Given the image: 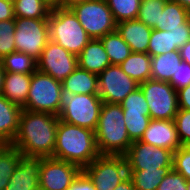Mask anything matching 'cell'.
Masks as SVG:
<instances>
[{
    "label": "cell",
    "mask_w": 190,
    "mask_h": 190,
    "mask_svg": "<svg viewBox=\"0 0 190 190\" xmlns=\"http://www.w3.org/2000/svg\"><path fill=\"white\" fill-rule=\"evenodd\" d=\"M58 122L57 115L22 109L18 131L10 145L22 156L53 157Z\"/></svg>",
    "instance_id": "cell-1"
},
{
    "label": "cell",
    "mask_w": 190,
    "mask_h": 190,
    "mask_svg": "<svg viewBox=\"0 0 190 190\" xmlns=\"http://www.w3.org/2000/svg\"><path fill=\"white\" fill-rule=\"evenodd\" d=\"M99 155L93 130L59 119L52 158L76 164L83 169Z\"/></svg>",
    "instance_id": "cell-2"
},
{
    "label": "cell",
    "mask_w": 190,
    "mask_h": 190,
    "mask_svg": "<svg viewBox=\"0 0 190 190\" xmlns=\"http://www.w3.org/2000/svg\"><path fill=\"white\" fill-rule=\"evenodd\" d=\"M94 133L100 155H125L133 143L120 104L103 103Z\"/></svg>",
    "instance_id": "cell-3"
},
{
    "label": "cell",
    "mask_w": 190,
    "mask_h": 190,
    "mask_svg": "<svg viewBox=\"0 0 190 190\" xmlns=\"http://www.w3.org/2000/svg\"><path fill=\"white\" fill-rule=\"evenodd\" d=\"M49 40L79 55L92 39L70 8H54L48 17Z\"/></svg>",
    "instance_id": "cell-4"
},
{
    "label": "cell",
    "mask_w": 190,
    "mask_h": 190,
    "mask_svg": "<svg viewBox=\"0 0 190 190\" xmlns=\"http://www.w3.org/2000/svg\"><path fill=\"white\" fill-rule=\"evenodd\" d=\"M103 102L98 94H74L62 89L59 119L95 131Z\"/></svg>",
    "instance_id": "cell-5"
},
{
    "label": "cell",
    "mask_w": 190,
    "mask_h": 190,
    "mask_svg": "<svg viewBox=\"0 0 190 190\" xmlns=\"http://www.w3.org/2000/svg\"><path fill=\"white\" fill-rule=\"evenodd\" d=\"M62 82L36 70L31 74L27 101L22 109L33 112L60 113Z\"/></svg>",
    "instance_id": "cell-6"
},
{
    "label": "cell",
    "mask_w": 190,
    "mask_h": 190,
    "mask_svg": "<svg viewBox=\"0 0 190 190\" xmlns=\"http://www.w3.org/2000/svg\"><path fill=\"white\" fill-rule=\"evenodd\" d=\"M70 9L92 39H100L116 30V22L105 0H87Z\"/></svg>",
    "instance_id": "cell-7"
},
{
    "label": "cell",
    "mask_w": 190,
    "mask_h": 190,
    "mask_svg": "<svg viewBox=\"0 0 190 190\" xmlns=\"http://www.w3.org/2000/svg\"><path fill=\"white\" fill-rule=\"evenodd\" d=\"M82 171L97 190H114L129 176L124 155H99Z\"/></svg>",
    "instance_id": "cell-8"
},
{
    "label": "cell",
    "mask_w": 190,
    "mask_h": 190,
    "mask_svg": "<svg viewBox=\"0 0 190 190\" xmlns=\"http://www.w3.org/2000/svg\"><path fill=\"white\" fill-rule=\"evenodd\" d=\"M49 41L48 19L15 17L14 42L18 52L38 60Z\"/></svg>",
    "instance_id": "cell-9"
},
{
    "label": "cell",
    "mask_w": 190,
    "mask_h": 190,
    "mask_svg": "<svg viewBox=\"0 0 190 190\" xmlns=\"http://www.w3.org/2000/svg\"><path fill=\"white\" fill-rule=\"evenodd\" d=\"M149 107L150 118L174 120L178 112L177 91L169 82L149 79L139 84Z\"/></svg>",
    "instance_id": "cell-10"
},
{
    "label": "cell",
    "mask_w": 190,
    "mask_h": 190,
    "mask_svg": "<svg viewBox=\"0 0 190 190\" xmlns=\"http://www.w3.org/2000/svg\"><path fill=\"white\" fill-rule=\"evenodd\" d=\"M98 76V95L103 103L120 104L139 87L119 65H109Z\"/></svg>",
    "instance_id": "cell-11"
},
{
    "label": "cell",
    "mask_w": 190,
    "mask_h": 190,
    "mask_svg": "<svg viewBox=\"0 0 190 190\" xmlns=\"http://www.w3.org/2000/svg\"><path fill=\"white\" fill-rule=\"evenodd\" d=\"M128 170H156L173 167V152L140 140L134 141L124 155Z\"/></svg>",
    "instance_id": "cell-12"
},
{
    "label": "cell",
    "mask_w": 190,
    "mask_h": 190,
    "mask_svg": "<svg viewBox=\"0 0 190 190\" xmlns=\"http://www.w3.org/2000/svg\"><path fill=\"white\" fill-rule=\"evenodd\" d=\"M36 62L37 70L61 82L78 66L77 55L50 40Z\"/></svg>",
    "instance_id": "cell-13"
},
{
    "label": "cell",
    "mask_w": 190,
    "mask_h": 190,
    "mask_svg": "<svg viewBox=\"0 0 190 190\" xmlns=\"http://www.w3.org/2000/svg\"><path fill=\"white\" fill-rule=\"evenodd\" d=\"M82 169L73 163L41 157L39 190H67Z\"/></svg>",
    "instance_id": "cell-14"
},
{
    "label": "cell",
    "mask_w": 190,
    "mask_h": 190,
    "mask_svg": "<svg viewBox=\"0 0 190 190\" xmlns=\"http://www.w3.org/2000/svg\"><path fill=\"white\" fill-rule=\"evenodd\" d=\"M140 141L173 153L182 146L174 120L151 119Z\"/></svg>",
    "instance_id": "cell-15"
},
{
    "label": "cell",
    "mask_w": 190,
    "mask_h": 190,
    "mask_svg": "<svg viewBox=\"0 0 190 190\" xmlns=\"http://www.w3.org/2000/svg\"><path fill=\"white\" fill-rule=\"evenodd\" d=\"M40 171L41 157L21 156L8 187L39 190Z\"/></svg>",
    "instance_id": "cell-16"
},
{
    "label": "cell",
    "mask_w": 190,
    "mask_h": 190,
    "mask_svg": "<svg viewBox=\"0 0 190 190\" xmlns=\"http://www.w3.org/2000/svg\"><path fill=\"white\" fill-rule=\"evenodd\" d=\"M116 30L132 52L147 53L153 28L138 19H132L117 23Z\"/></svg>",
    "instance_id": "cell-17"
},
{
    "label": "cell",
    "mask_w": 190,
    "mask_h": 190,
    "mask_svg": "<svg viewBox=\"0 0 190 190\" xmlns=\"http://www.w3.org/2000/svg\"><path fill=\"white\" fill-rule=\"evenodd\" d=\"M78 67L94 74H100L111 65L100 39H91L77 56Z\"/></svg>",
    "instance_id": "cell-18"
},
{
    "label": "cell",
    "mask_w": 190,
    "mask_h": 190,
    "mask_svg": "<svg viewBox=\"0 0 190 190\" xmlns=\"http://www.w3.org/2000/svg\"><path fill=\"white\" fill-rule=\"evenodd\" d=\"M22 108L0 94V144H11L17 134Z\"/></svg>",
    "instance_id": "cell-19"
},
{
    "label": "cell",
    "mask_w": 190,
    "mask_h": 190,
    "mask_svg": "<svg viewBox=\"0 0 190 190\" xmlns=\"http://www.w3.org/2000/svg\"><path fill=\"white\" fill-rule=\"evenodd\" d=\"M31 74L5 72L2 95L23 108L27 101Z\"/></svg>",
    "instance_id": "cell-20"
},
{
    "label": "cell",
    "mask_w": 190,
    "mask_h": 190,
    "mask_svg": "<svg viewBox=\"0 0 190 190\" xmlns=\"http://www.w3.org/2000/svg\"><path fill=\"white\" fill-rule=\"evenodd\" d=\"M62 89L74 94H98V76L77 68L62 81Z\"/></svg>",
    "instance_id": "cell-21"
},
{
    "label": "cell",
    "mask_w": 190,
    "mask_h": 190,
    "mask_svg": "<svg viewBox=\"0 0 190 190\" xmlns=\"http://www.w3.org/2000/svg\"><path fill=\"white\" fill-rule=\"evenodd\" d=\"M182 61L179 50L151 57L150 79L169 82Z\"/></svg>",
    "instance_id": "cell-22"
},
{
    "label": "cell",
    "mask_w": 190,
    "mask_h": 190,
    "mask_svg": "<svg viewBox=\"0 0 190 190\" xmlns=\"http://www.w3.org/2000/svg\"><path fill=\"white\" fill-rule=\"evenodd\" d=\"M119 66L138 84L151 78V56L148 53L132 52Z\"/></svg>",
    "instance_id": "cell-23"
},
{
    "label": "cell",
    "mask_w": 190,
    "mask_h": 190,
    "mask_svg": "<svg viewBox=\"0 0 190 190\" xmlns=\"http://www.w3.org/2000/svg\"><path fill=\"white\" fill-rule=\"evenodd\" d=\"M190 17V12L173 0H167L160 14L159 23L154 29L168 31V29L183 28V23Z\"/></svg>",
    "instance_id": "cell-24"
},
{
    "label": "cell",
    "mask_w": 190,
    "mask_h": 190,
    "mask_svg": "<svg viewBox=\"0 0 190 190\" xmlns=\"http://www.w3.org/2000/svg\"><path fill=\"white\" fill-rule=\"evenodd\" d=\"M173 167H163L156 170H128L129 177L132 179L135 190H157Z\"/></svg>",
    "instance_id": "cell-25"
},
{
    "label": "cell",
    "mask_w": 190,
    "mask_h": 190,
    "mask_svg": "<svg viewBox=\"0 0 190 190\" xmlns=\"http://www.w3.org/2000/svg\"><path fill=\"white\" fill-rule=\"evenodd\" d=\"M21 156L19 150L12 145L0 144V190L8 186Z\"/></svg>",
    "instance_id": "cell-26"
},
{
    "label": "cell",
    "mask_w": 190,
    "mask_h": 190,
    "mask_svg": "<svg viewBox=\"0 0 190 190\" xmlns=\"http://www.w3.org/2000/svg\"><path fill=\"white\" fill-rule=\"evenodd\" d=\"M112 65H120L131 53V48L117 30L100 38Z\"/></svg>",
    "instance_id": "cell-27"
},
{
    "label": "cell",
    "mask_w": 190,
    "mask_h": 190,
    "mask_svg": "<svg viewBox=\"0 0 190 190\" xmlns=\"http://www.w3.org/2000/svg\"><path fill=\"white\" fill-rule=\"evenodd\" d=\"M0 63L5 72L32 74L37 70V62L23 52L14 51L4 56Z\"/></svg>",
    "instance_id": "cell-28"
},
{
    "label": "cell",
    "mask_w": 190,
    "mask_h": 190,
    "mask_svg": "<svg viewBox=\"0 0 190 190\" xmlns=\"http://www.w3.org/2000/svg\"><path fill=\"white\" fill-rule=\"evenodd\" d=\"M14 16L48 19L51 8L43 0H13Z\"/></svg>",
    "instance_id": "cell-29"
},
{
    "label": "cell",
    "mask_w": 190,
    "mask_h": 190,
    "mask_svg": "<svg viewBox=\"0 0 190 190\" xmlns=\"http://www.w3.org/2000/svg\"><path fill=\"white\" fill-rule=\"evenodd\" d=\"M117 23L137 19L141 0H105Z\"/></svg>",
    "instance_id": "cell-30"
},
{
    "label": "cell",
    "mask_w": 190,
    "mask_h": 190,
    "mask_svg": "<svg viewBox=\"0 0 190 190\" xmlns=\"http://www.w3.org/2000/svg\"><path fill=\"white\" fill-rule=\"evenodd\" d=\"M179 50L175 44H173V37L170 31L153 29L147 53L153 57L167 52H173Z\"/></svg>",
    "instance_id": "cell-31"
},
{
    "label": "cell",
    "mask_w": 190,
    "mask_h": 190,
    "mask_svg": "<svg viewBox=\"0 0 190 190\" xmlns=\"http://www.w3.org/2000/svg\"><path fill=\"white\" fill-rule=\"evenodd\" d=\"M167 0H141L137 19L150 28H155L159 23L160 14Z\"/></svg>",
    "instance_id": "cell-32"
},
{
    "label": "cell",
    "mask_w": 190,
    "mask_h": 190,
    "mask_svg": "<svg viewBox=\"0 0 190 190\" xmlns=\"http://www.w3.org/2000/svg\"><path fill=\"white\" fill-rule=\"evenodd\" d=\"M124 122L132 142L140 140L151 120L150 114L123 113Z\"/></svg>",
    "instance_id": "cell-33"
},
{
    "label": "cell",
    "mask_w": 190,
    "mask_h": 190,
    "mask_svg": "<svg viewBox=\"0 0 190 190\" xmlns=\"http://www.w3.org/2000/svg\"><path fill=\"white\" fill-rule=\"evenodd\" d=\"M120 105L123 113L150 114L147 101L140 87L128 94Z\"/></svg>",
    "instance_id": "cell-34"
},
{
    "label": "cell",
    "mask_w": 190,
    "mask_h": 190,
    "mask_svg": "<svg viewBox=\"0 0 190 190\" xmlns=\"http://www.w3.org/2000/svg\"><path fill=\"white\" fill-rule=\"evenodd\" d=\"M15 18L0 21V60L16 51L14 42Z\"/></svg>",
    "instance_id": "cell-35"
},
{
    "label": "cell",
    "mask_w": 190,
    "mask_h": 190,
    "mask_svg": "<svg viewBox=\"0 0 190 190\" xmlns=\"http://www.w3.org/2000/svg\"><path fill=\"white\" fill-rule=\"evenodd\" d=\"M173 169L190 181V146H181L173 153Z\"/></svg>",
    "instance_id": "cell-36"
},
{
    "label": "cell",
    "mask_w": 190,
    "mask_h": 190,
    "mask_svg": "<svg viewBox=\"0 0 190 190\" xmlns=\"http://www.w3.org/2000/svg\"><path fill=\"white\" fill-rule=\"evenodd\" d=\"M174 122L182 146H190V111L178 109Z\"/></svg>",
    "instance_id": "cell-37"
},
{
    "label": "cell",
    "mask_w": 190,
    "mask_h": 190,
    "mask_svg": "<svg viewBox=\"0 0 190 190\" xmlns=\"http://www.w3.org/2000/svg\"><path fill=\"white\" fill-rule=\"evenodd\" d=\"M188 181L174 169L164 176L157 190H187Z\"/></svg>",
    "instance_id": "cell-38"
},
{
    "label": "cell",
    "mask_w": 190,
    "mask_h": 190,
    "mask_svg": "<svg viewBox=\"0 0 190 190\" xmlns=\"http://www.w3.org/2000/svg\"><path fill=\"white\" fill-rule=\"evenodd\" d=\"M169 83L176 91L190 85V64L182 61L178 65L176 73L173 74Z\"/></svg>",
    "instance_id": "cell-39"
},
{
    "label": "cell",
    "mask_w": 190,
    "mask_h": 190,
    "mask_svg": "<svg viewBox=\"0 0 190 190\" xmlns=\"http://www.w3.org/2000/svg\"><path fill=\"white\" fill-rule=\"evenodd\" d=\"M172 33L173 44L179 49L190 40V17L183 23V28L168 29Z\"/></svg>",
    "instance_id": "cell-40"
},
{
    "label": "cell",
    "mask_w": 190,
    "mask_h": 190,
    "mask_svg": "<svg viewBox=\"0 0 190 190\" xmlns=\"http://www.w3.org/2000/svg\"><path fill=\"white\" fill-rule=\"evenodd\" d=\"M67 190H97L89 177L81 171Z\"/></svg>",
    "instance_id": "cell-41"
},
{
    "label": "cell",
    "mask_w": 190,
    "mask_h": 190,
    "mask_svg": "<svg viewBox=\"0 0 190 190\" xmlns=\"http://www.w3.org/2000/svg\"><path fill=\"white\" fill-rule=\"evenodd\" d=\"M14 18L13 0H0V21Z\"/></svg>",
    "instance_id": "cell-42"
},
{
    "label": "cell",
    "mask_w": 190,
    "mask_h": 190,
    "mask_svg": "<svg viewBox=\"0 0 190 190\" xmlns=\"http://www.w3.org/2000/svg\"><path fill=\"white\" fill-rule=\"evenodd\" d=\"M178 108L190 111V85L177 91Z\"/></svg>",
    "instance_id": "cell-43"
},
{
    "label": "cell",
    "mask_w": 190,
    "mask_h": 190,
    "mask_svg": "<svg viewBox=\"0 0 190 190\" xmlns=\"http://www.w3.org/2000/svg\"><path fill=\"white\" fill-rule=\"evenodd\" d=\"M179 52L182 60L190 64V40L179 48Z\"/></svg>",
    "instance_id": "cell-44"
},
{
    "label": "cell",
    "mask_w": 190,
    "mask_h": 190,
    "mask_svg": "<svg viewBox=\"0 0 190 190\" xmlns=\"http://www.w3.org/2000/svg\"><path fill=\"white\" fill-rule=\"evenodd\" d=\"M114 190H135L132 179L128 176Z\"/></svg>",
    "instance_id": "cell-45"
},
{
    "label": "cell",
    "mask_w": 190,
    "mask_h": 190,
    "mask_svg": "<svg viewBox=\"0 0 190 190\" xmlns=\"http://www.w3.org/2000/svg\"><path fill=\"white\" fill-rule=\"evenodd\" d=\"M87 0H60V8H71L72 6Z\"/></svg>",
    "instance_id": "cell-46"
},
{
    "label": "cell",
    "mask_w": 190,
    "mask_h": 190,
    "mask_svg": "<svg viewBox=\"0 0 190 190\" xmlns=\"http://www.w3.org/2000/svg\"><path fill=\"white\" fill-rule=\"evenodd\" d=\"M51 9L60 8V0H43Z\"/></svg>",
    "instance_id": "cell-47"
},
{
    "label": "cell",
    "mask_w": 190,
    "mask_h": 190,
    "mask_svg": "<svg viewBox=\"0 0 190 190\" xmlns=\"http://www.w3.org/2000/svg\"><path fill=\"white\" fill-rule=\"evenodd\" d=\"M190 12V0H173Z\"/></svg>",
    "instance_id": "cell-48"
},
{
    "label": "cell",
    "mask_w": 190,
    "mask_h": 190,
    "mask_svg": "<svg viewBox=\"0 0 190 190\" xmlns=\"http://www.w3.org/2000/svg\"><path fill=\"white\" fill-rule=\"evenodd\" d=\"M4 75H5V71L2 68V65L0 63V94L2 93V90H3Z\"/></svg>",
    "instance_id": "cell-49"
},
{
    "label": "cell",
    "mask_w": 190,
    "mask_h": 190,
    "mask_svg": "<svg viewBox=\"0 0 190 190\" xmlns=\"http://www.w3.org/2000/svg\"><path fill=\"white\" fill-rule=\"evenodd\" d=\"M4 190H28V189L11 188L7 186Z\"/></svg>",
    "instance_id": "cell-50"
},
{
    "label": "cell",
    "mask_w": 190,
    "mask_h": 190,
    "mask_svg": "<svg viewBox=\"0 0 190 190\" xmlns=\"http://www.w3.org/2000/svg\"><path fill=\"white\" fill-rule=\"evenodd\" d=\"M187 190H190V181H188Z\"/></svg>",
    "instance_id": "cell-51"
}]
</instances>
